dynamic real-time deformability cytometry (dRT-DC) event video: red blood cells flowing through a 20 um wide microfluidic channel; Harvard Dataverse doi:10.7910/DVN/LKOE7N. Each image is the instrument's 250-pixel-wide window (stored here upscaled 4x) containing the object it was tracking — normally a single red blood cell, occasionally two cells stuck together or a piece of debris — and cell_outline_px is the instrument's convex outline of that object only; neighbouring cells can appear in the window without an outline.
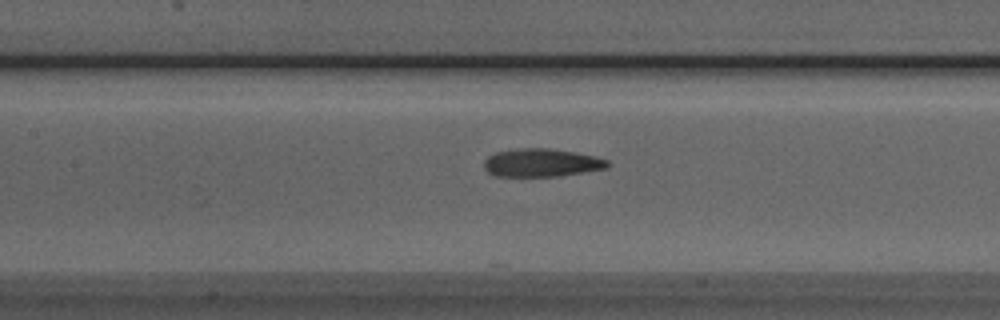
{"species": "Egyptian fruit bat (a non-hibernating species)", "species_latin": "Rousettus aegyptiacus", "temperature_condition": "room temperature", "stored_images_in_passage": 51, "camera_frame_rate_fps": 3000, "um_per_image_px": 0.085, "animal": {"sex": "male"}, "frame": {"image": 1, "passage_image": 23, "time_ms": 7.333, "image_size_px": [1000, 320], "cell_outline_px": [[608, 168], [556, 176], [492, 176], [484, 168], [484, 160], [488, 156], [496, 152], [524, 148], [548, 148], [572, 152], [592, 156], [608, 160]], "centroid_in_image_um": [45.97, 13.84], "position_along_channel_um": 161.4, "area_um2": 19.94}}
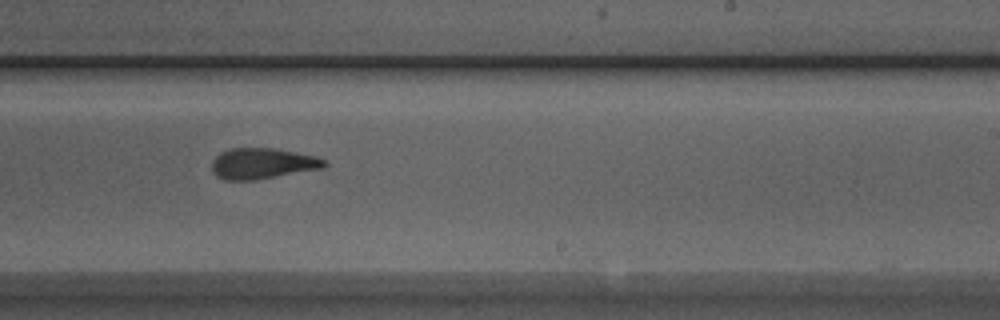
{"frame": {"image": 2, "passage_image": 31, "time_ms": 10.0, "image_size_px": [1000, 320], "cell_outline_px": [[328, 164], [324, 168], [256, 180], [224, 180], [216, 176], [212, 172], [212, 160], [220, 152], [232, 148], [272, 148], [316, 156], [324, 160]], "centroid_in_image_um": [22.29, 13.91], "position_along_channel_um": 266.7, "area_um2": 20.29}}
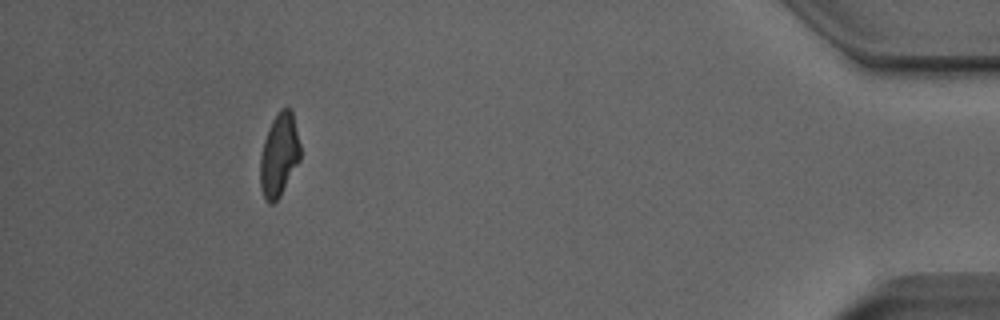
{"frame": {"image": 3, "passage_image": 47, "time_ms": 15.333, "image_size_px": [1000, 320], "cell_outline_px": [[300, 160], [280, 196], [272, 204], [268, 204], [264, 200], [260, 188], [260, 156], [264, 140], [268, 128], [272, 120], [280, 108], [288, 108], [292, 112], [300, 144]], "centroid_in_image_um": [23.71, 13.2], "position_along_channel_um": 411.5, "area_um2": 19.48}, "authors_computed_cell_mechanics": {"area_um2": 20.3456, "velocity_mm_per_s": 3.9647, "shape_relaxation_time_tau1_ms": 5.0118, "shape_relaxation_time_tau2_ms": 1.5346, "deformation_change_tau1": 0.1926, "deformation_change_tau2": 0.0968}}